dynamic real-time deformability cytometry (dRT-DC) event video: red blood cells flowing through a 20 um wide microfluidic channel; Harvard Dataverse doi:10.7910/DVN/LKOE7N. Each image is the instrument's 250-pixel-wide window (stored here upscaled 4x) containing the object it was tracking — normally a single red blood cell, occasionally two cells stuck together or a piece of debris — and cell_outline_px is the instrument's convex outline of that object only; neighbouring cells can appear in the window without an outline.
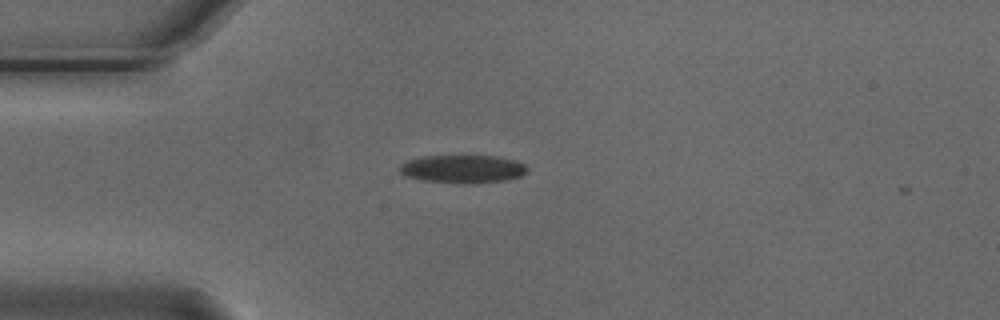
{"species": "Egyptian fruit bat (a non-hibernating species)", "species_latin": "Rousettus aegyptiacus", "temperature_condition": "cold", "stored_images_in_passage": 5, "camera_frame_rate_fps": 3000, "um_per_image_px": 0.085, "animal": {"sex": "male"}, "frame": {"image": 1, "passage_image": 3, "time_ms": 0.667, "image_size_px": [1000, 320], "cell_outline_px": [[528, 172], [520, 176], [504, 180], [420, 180], [404, 176], [400, 172], [400, 164], [408, 160], [424, 156], [496, 156], [512, 160], [524, 164], [528, 168]], "centroid_in_image_um": [39.3, 14.3], "position_along_channel_um": 45.7, "area_um2": 19.59}}
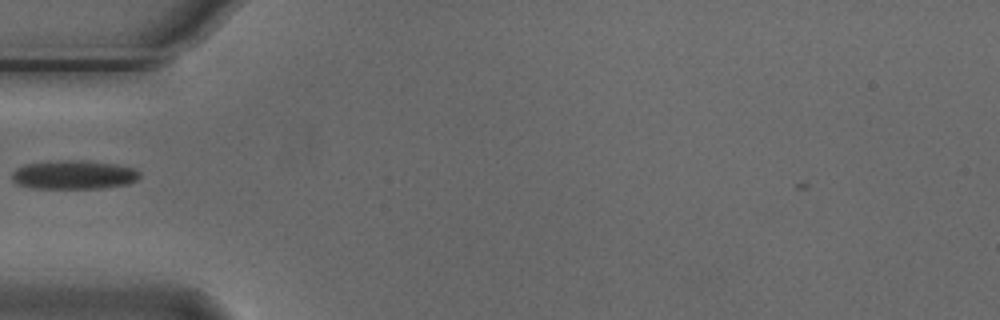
{"frame": {"image": 2, "passage_image": 4, "time_ms": 1.0, "image_size_px": [1000, 320], "cell_outline_px": [[140, 176], [136, 180], [128, 184], [104, 188], [32, 188], [16, 184], [12, 180], [12, 172], [16, 168], [24, 164], [60, 160], [88, 160], [116, 164], [132, 168], [140, 172]], "centroid_in_image_um": [6.26, 14.85], "position_along_channel_um": 78.7, "area_um2": 21.68}}
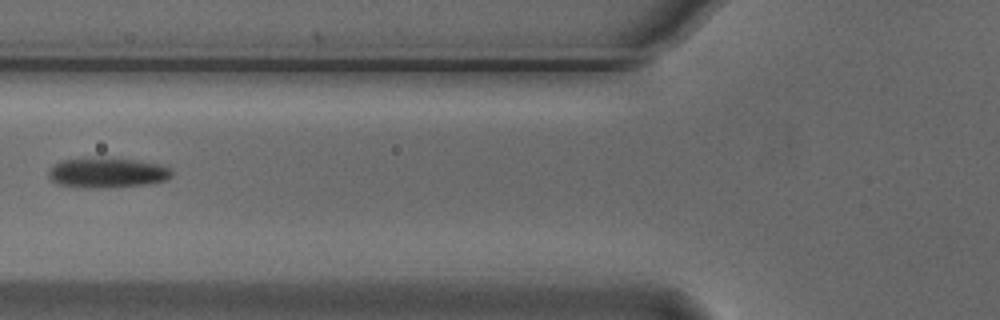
{"frame": {"image": 3, "passage_image": 5, "time_ms": 1.333, "image_size_px": [1000, 320], "cell_outline_px": [[172, 176], [168, 180], [144, 184], [108, 188], [84, 188], [56, 184], [48, 176], [48, 172], [52, 164], [60, 160], [100, 156], [132, 160], [160, 164], [172, 168]], "centroid_in_image_um": [9.07, 14.67], "position_along_channel_um": 116.7, "area_um2": 22.14}}